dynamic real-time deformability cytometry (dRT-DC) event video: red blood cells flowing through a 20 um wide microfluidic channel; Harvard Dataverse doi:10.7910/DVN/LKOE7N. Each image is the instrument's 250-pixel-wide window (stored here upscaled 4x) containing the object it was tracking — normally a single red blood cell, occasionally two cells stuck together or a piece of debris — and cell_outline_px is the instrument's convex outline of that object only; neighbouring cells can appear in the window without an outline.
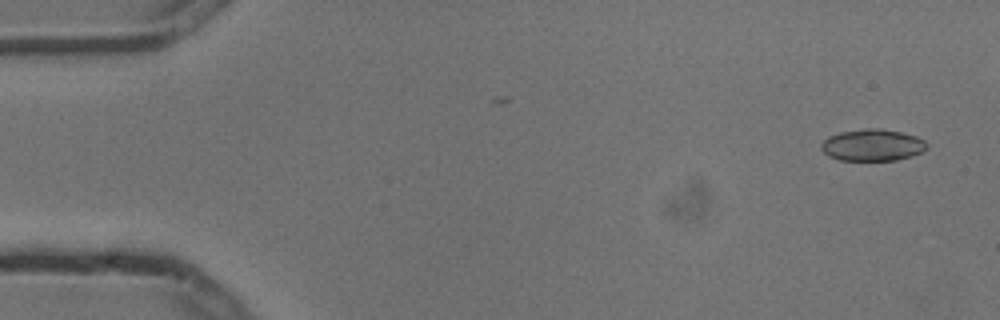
{"species": "common noctule bat (a hibernating species)", "species_latin": "Nyctalus noctula", "temperature_condition": "cold", "stored_images_in_passage": 4, "camera_frame_rate_fps": 3000, "um_per_image_px": 0.085, "animal": {"sex": "male", "body_mass_g": 13.3}, "frame": {"image": 1, "passage_image": 1, "time_ms": 0.0, "image_size_px": [1000, 320], "cell_outline_px": [[928, 148], [912, 156], [896, 160], [840, 160], [828, 156], [820, 148], [820, 144], [828, 136], [840, 132], [864, 128], [880, 128], [900, 132], [916, 136], [924, 140], [928, 144]], "centroid_in_image_um": [74.15, 12.32], "position_along_channel_um": 10.9, "area_um2": 19.65}}
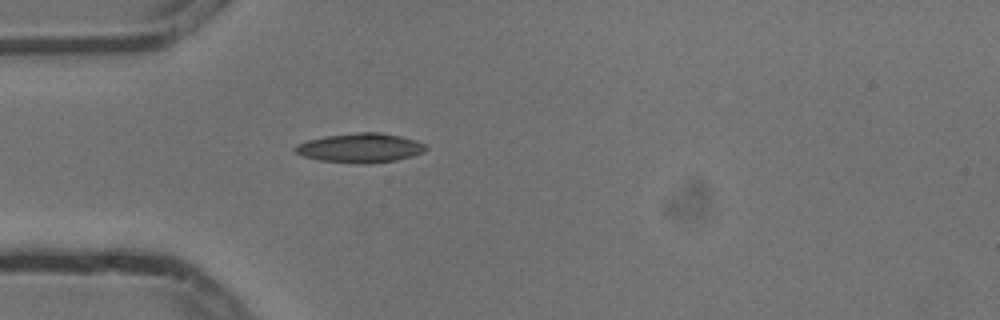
{"frame": {"image": 2, "passage_image": 4, "time_ms": 1.0, "image_size_px": [1000, 320], "cell_outline_px": [[428, 148], [424, 152], [412, 156], [396, 160], [368, 164], [356, 164], [320, 160], [304, 156], [296, 152], [292, 148], [296, 144], [308, 140], [324, 136], [356, 132], [380, 132], [400, 136], [416, 140], [428, 144]], "centroid_in_image_um": [30.65, 12.57], "position_along_channel_um": 54.3, "area_um2": 22.6}}